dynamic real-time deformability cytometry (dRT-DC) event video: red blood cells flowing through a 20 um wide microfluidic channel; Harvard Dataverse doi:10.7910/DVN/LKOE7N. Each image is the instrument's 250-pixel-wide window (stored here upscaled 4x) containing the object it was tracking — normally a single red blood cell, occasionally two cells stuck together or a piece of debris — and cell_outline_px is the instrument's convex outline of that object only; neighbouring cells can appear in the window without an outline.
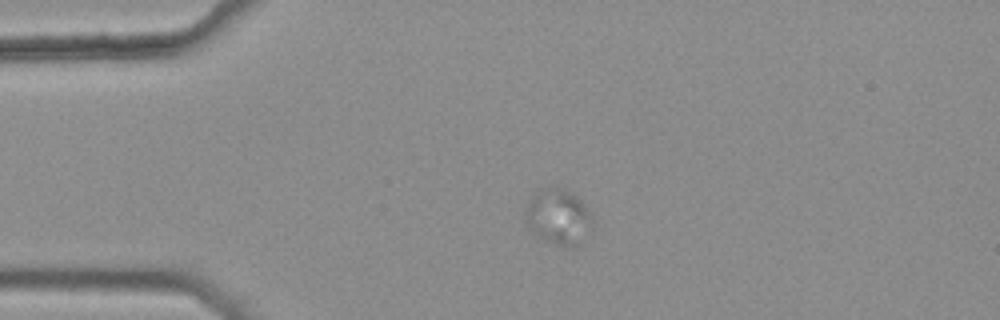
{"species": "common noctule bat (a hibernating species)", "species_latin": "Nyctalus noctula", "temperature_condition": "warm", "stored_images_in_passage": 3, "camera_frame_rate_fps": 3000, "um_per_image_px": 0.085, "animal": {"sex": "female", "body_mass_g": 25.1}, "frame": {"image": 1, "passage_image": 2, "time_ms": 0.333, "image_size_px": [1000, 320], "cell_outline_px": [[588, 216], [572, 244], [560, 244], [548, 240], [532, 232], [528, 228], [524, 220], [528, 204], [532, 196], [540, 188], [560, 188], [572, 192], [584, 204], [588, 212]], "centroid_in_image_um": [47.25, 18.29], "position_along_channel_um": 37.8, "area_um2": 19.31}}